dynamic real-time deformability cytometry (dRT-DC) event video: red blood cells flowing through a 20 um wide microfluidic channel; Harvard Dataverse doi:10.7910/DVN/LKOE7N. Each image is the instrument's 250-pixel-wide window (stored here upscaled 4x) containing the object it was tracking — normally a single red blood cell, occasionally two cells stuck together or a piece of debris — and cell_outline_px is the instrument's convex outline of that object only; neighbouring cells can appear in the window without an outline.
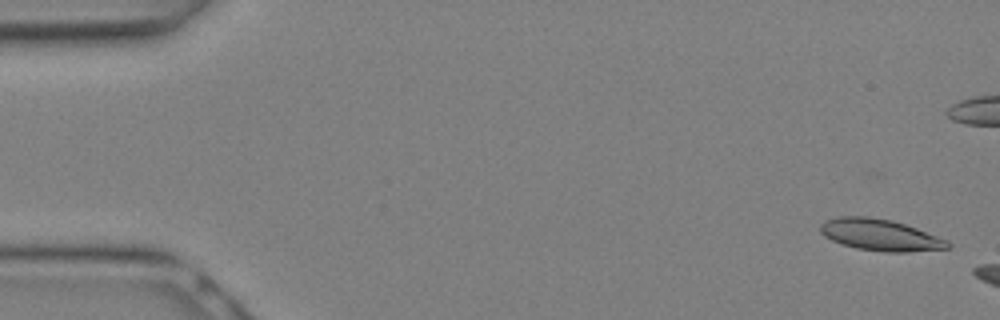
{"species": "Egyptian fruit bat (a non-hibernating species)", "species_latin": "Rousettus aegyptiacus", "temperature_condition": "warm", "stored_images_in_passage": 5, "camera_frame_rate_fps": 3000, "um_per_image_px": 0.085, "animal": {"sex": "female"}, "frame": {"image": 1, "passage_image": 1, "time_ms": 0.0, "image_size_px": [1000, 320], "cell_outline_px": [[952, 244], [948, 248], [908, 252], [888, 252], [856, 248], [832, 240], [824, 236], [820, 232], [820, 224], [824, 220], [836, 216], [868, 216], [892, 220], [916, 228], [948, 240]], "centroid_in_image_um": [74.8, 19.95], "position_along_channel_um": 10.2, "area_um2": 23.41}}